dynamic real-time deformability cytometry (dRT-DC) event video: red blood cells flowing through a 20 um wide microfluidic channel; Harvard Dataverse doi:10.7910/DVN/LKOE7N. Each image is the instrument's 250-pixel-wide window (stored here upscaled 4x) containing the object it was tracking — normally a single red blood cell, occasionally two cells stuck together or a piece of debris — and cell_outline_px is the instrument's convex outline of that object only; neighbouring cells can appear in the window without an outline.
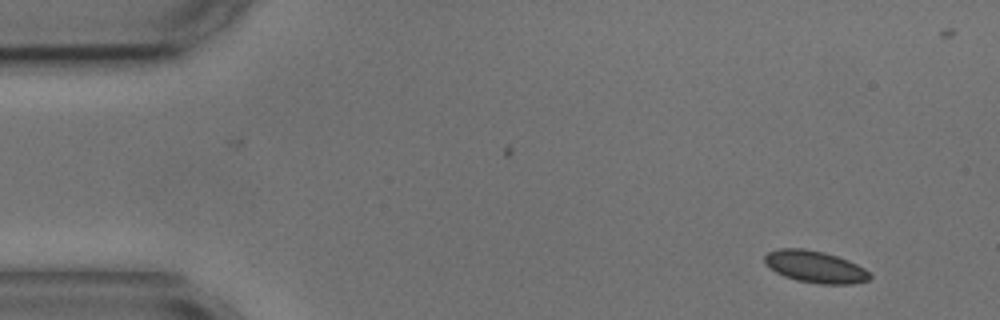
{"species": "common noctule bat (a hibernating species)", "species_latin": "Nyctalus noctula", "temperature_condition": "cold", "stored_images_in_passage": 9, "camera_frame_rate_fps": 3000, "um_per_image_px": 0.085, "animal": {"sex": "male", "body_mass_g": 17.9, "forearm_length_mm": 54.2}, "frame": {"image": 1, "passage_image": 1, "time_ms": 0.0, "image_size_px": [1000, 320], "cell_outline_px": [[872, 276], [868, 280], [852, 284], [820, 284], [796, 280], [784, 276], [776, 272], [764, 264], [764, 256], [768, 252], [780, 248], [804, 248], [824, 252], [848, 260], [864, 268]], "centroid_in_image_um": [69.26, 22.67], "position_along_channel_um": 15.7, "area_um2": 19.59}}